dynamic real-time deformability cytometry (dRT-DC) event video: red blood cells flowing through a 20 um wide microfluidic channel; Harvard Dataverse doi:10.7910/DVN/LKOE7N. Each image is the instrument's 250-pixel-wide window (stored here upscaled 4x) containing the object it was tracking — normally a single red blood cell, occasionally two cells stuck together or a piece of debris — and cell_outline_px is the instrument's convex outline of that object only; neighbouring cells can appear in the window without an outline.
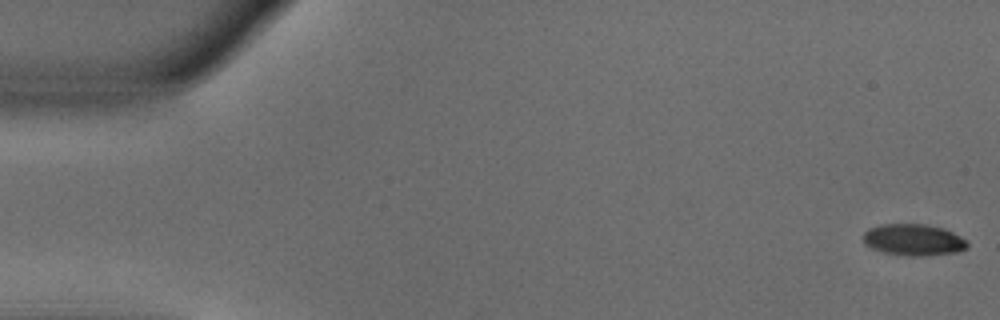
{"species": "common noctule bat (a hibernating species)", "species_latin": "Nyctalus noctula", "temperature_condition": "warm", "stored_images_in_passage": 52, "camera_frame_rate_fps": 3000, "um_per_image_px": 0.085, "animal": {"sex": "male", "body_mass_g": 18.8}, "frame": {"image": 1, "passage_image": 1, "time_ms": 0.0, "image_size_px": [1000, 320], "cell_outline_px": [[968, 248], [956, 252], [924, 256], [908, 256], [884, 252], [872, 248], [864, 244], [864, 232], [868, 228], [880, 224], [928, 224], [944, 228], [968, 240]], "centroid_in_image_um": [77.67, 20.38], "position_along_channel_um": 7.3, "area_um2": 19.31}}
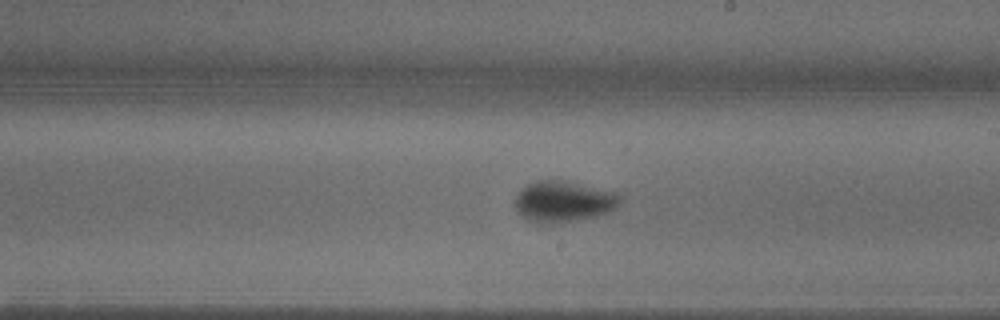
{"frame": {"image": 2, "passage_image": 30, "time_ms": 9.667, "image_size_px": [1000, 320], "cell_outline_px": [[620, 200], [616, 208], [612, 212], [596, 216], [576, 220], [544, 224], [536, 224], [528, 220], [516, 212], [512, 204], [516, 192], [520, 188], [536, 180], [564, 180], [620, 192]], "centroid_in_image_um": [47.85, 17.12], "position_along_channel_um": 241.1, "area_um2": 25.89}}
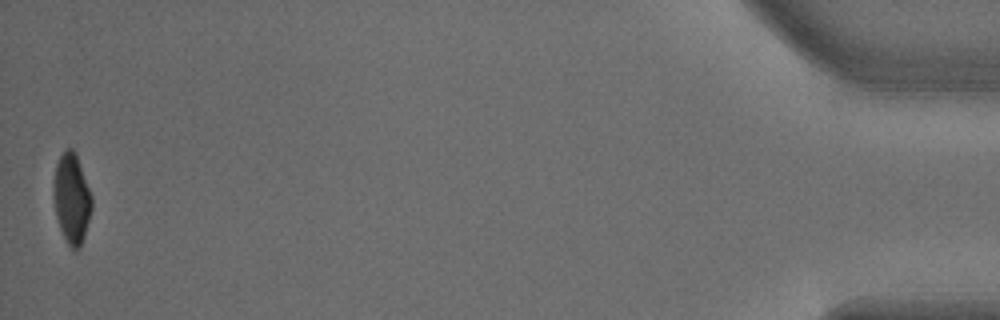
{"frame": {"image": 3, "passage_image": 52, "time_ms": 17.0, "image_size_px": [1000, 320], "cell_outline_px": [[92, 208], [84, 236], [80, 248], [72, 248], [68, 244], [60, 228], [56, 216], [52, 192], [52, 184], [56, 164], [64, 148], [72, 148], [76, 152], [92, 196]], "centroid_in_image_um": [6.08, 16.81], "position_along_channel_um": 429.1, "area_um2": 20.17}, "authors_computed_cell_mechanics": {"area_um2": 21.3282, "velocity_mm_per_s": 3.8464, "shape_relaxation_time_tau1_ms": 2.8919, "shape_relaxation_time_tau2_ms": null, "deformation_change_tau1": 0.171, "deformation_change_tau2": null}}